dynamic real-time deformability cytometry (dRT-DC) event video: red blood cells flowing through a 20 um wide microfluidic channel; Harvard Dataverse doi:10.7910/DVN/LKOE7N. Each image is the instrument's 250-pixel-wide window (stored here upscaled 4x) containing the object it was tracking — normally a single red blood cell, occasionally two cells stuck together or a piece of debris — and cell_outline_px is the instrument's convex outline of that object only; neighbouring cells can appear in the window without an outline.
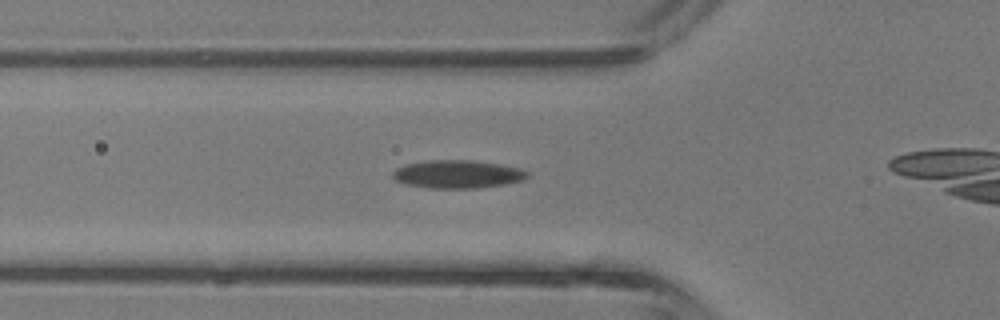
{"species": "common noctule bat (a hibernating species)", "species_latin": "Nyctalus noctula", "temperature_condition": "room temperature", "stored_images_in_passage": 28, "camera_frame_rate_fps": 3000, "um_per_image_px": 0.085, "animal": {"sex": "male", "body_mass_g": 13.3}, "frame": {"image": 1, "passage_image": 9, "time_ms": 2.667, "image_size_px": [1000, 320], "cell_outline_px": [[528, 176], [520, 180], [500, 184], [476, 188], [428, 188], [408, 184], [396, 180], [392, 176], [392, 172], [396, 168], [408, 164], [432, 160], [476, 160], [520, 168], [528, 172]], "centroid_in_image_um": [38.87, 14.8], "position_along_channel_um": 86.9, "area_um2": 21.62}}
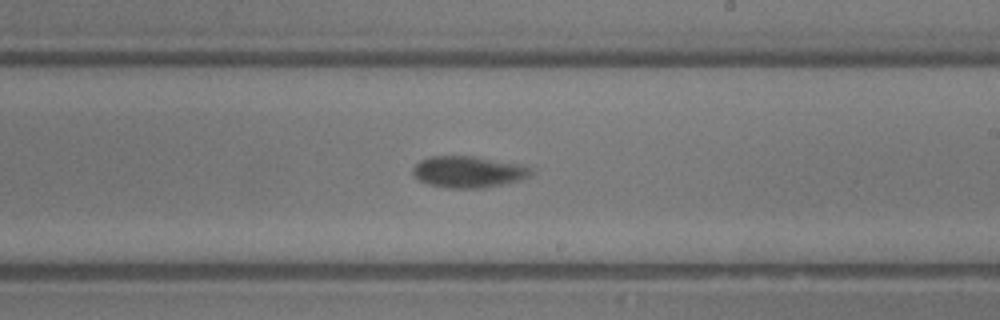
{"frame": {"image": 2, "passage_image": 19, "time_ms": 6.0, "image_size_px": [1000, 320], "cell_outline_px": [[528, 176], [516, 180], [484, 188], [456, 188], [428, 184], [420, 180], [412, 172], [412, 168], [420, 160], [432, 156], [472, 156], [512, 164], [528, 168]], "centroid_in_image_um": [39.66, 14.61], "position_along_channel_um": 249.3, "area_um2": 20.63}}
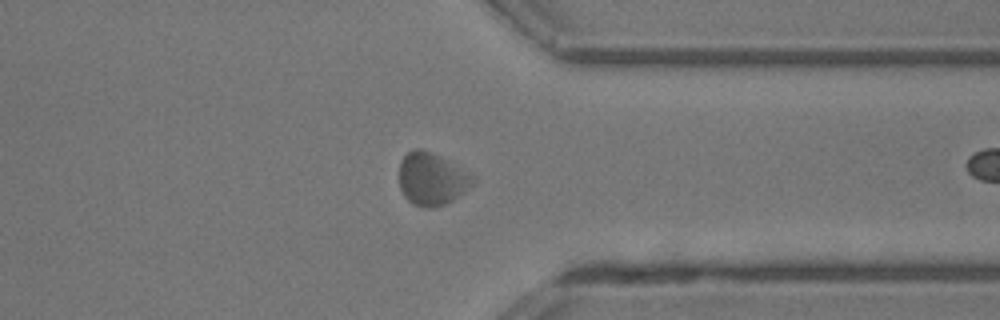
{"frame": {"image": 3, "passage_image": 27, "time_ms": 8.667, "image_size_px": [1000, 320], "cell_outline_px": [[472, 184], [448, 204], [432, 208], [420, 208], [412, 204], [404, 196], [400, 188], [400, 160], [408, 152], [416, 148], [420, 148], [436, 156], [468, 176]], "centroid_in_image_um": [36.56, 15.29], "position_along_channel_um": 374.8, "area_um2": 21.39}}